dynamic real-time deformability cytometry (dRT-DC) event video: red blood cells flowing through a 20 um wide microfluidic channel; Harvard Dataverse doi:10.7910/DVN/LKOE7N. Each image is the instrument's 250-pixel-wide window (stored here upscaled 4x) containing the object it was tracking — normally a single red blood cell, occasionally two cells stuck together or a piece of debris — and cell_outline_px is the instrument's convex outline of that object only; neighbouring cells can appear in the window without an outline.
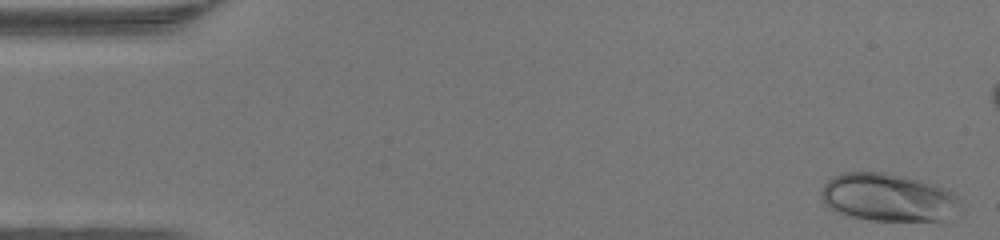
{"species": "human", "species_latin": "Homo sapiens", "temperature_condition": "warm", "stored_images_in_passage": 43, "camera_frame_rate_fps": 3000, "um_per_image_px": 0.085, "donor": {"sex": "female"}, "frame": {"image": 1, "passage_image": 1, "time_ms": 0.0, "image_size_px": [1000, 240], "cell_outline_px": [[960, 200], [940, 224], [872, 220], [852, 216], [840, 212], [824, 204], [820, 196], [820, 192], [824, 184], [832, 176], [844, 172], [884, 172], [920, 180], [936, 184], [952, 192]], "centroid_in_image_um": [75.47, 16.8], "position_along_channel_um": 9.5, "area_um2": 39.07}}
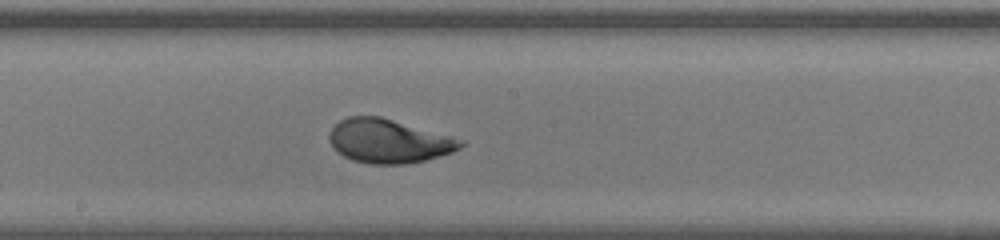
{"frame": {"image": 2, "passage_image": 25, "time_ms": 8.0, "image_size_px": [1000, 240], "cell_outline_px": [[464, 144], [460, 148], [452, 152], [424, 160], [404, 164], [368, 164], [352, 160], [344, 156], [328, 140], [328, 132], [340, 120], [348, 116], [380, 116], [452, 136], [464, 140]], "centroid_in_image_um": [33.03, 11.98], "position_along_channel_um": 215.2, "area_um2": 33.41}}
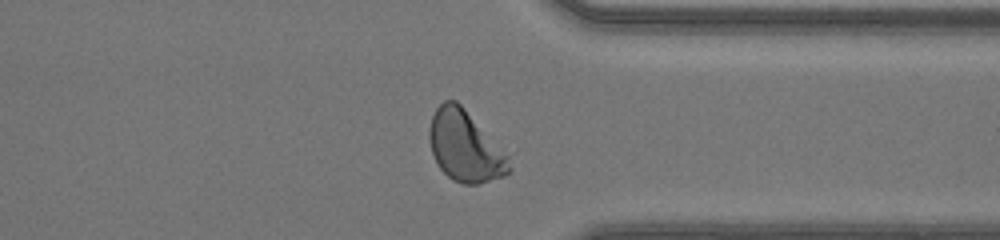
{"frame": {"image": 3, "passage_image": 36, "time_ms": 11.667, "image_size_px": [1000, 240], "cell_outline_px": [[512, 172], [504, 176], [480, 184], [464, 184], [452, 180], [440, 168], [432, 152], [428, 136], [428, 132], [432, 116], [436, 108], [444, 100], [456, 100], [464, 108], [508, 156], [512, 168]], "centroid_in_image_um": [39.53, 12.46], "position_along_channel_um": 371.9, "area_um2": 32.66}, "authors_computed_cell_mechanics": {"area_um2": 33.5818, "velocity_mm_per_s": 4.3392, "shape_relaxation_time_tau1_ms": 4.2235, "shape_relaxation_time_tau2_ms": null, "deformation_change_tau1": 0.2181, "deformation_change_tau2": null}}